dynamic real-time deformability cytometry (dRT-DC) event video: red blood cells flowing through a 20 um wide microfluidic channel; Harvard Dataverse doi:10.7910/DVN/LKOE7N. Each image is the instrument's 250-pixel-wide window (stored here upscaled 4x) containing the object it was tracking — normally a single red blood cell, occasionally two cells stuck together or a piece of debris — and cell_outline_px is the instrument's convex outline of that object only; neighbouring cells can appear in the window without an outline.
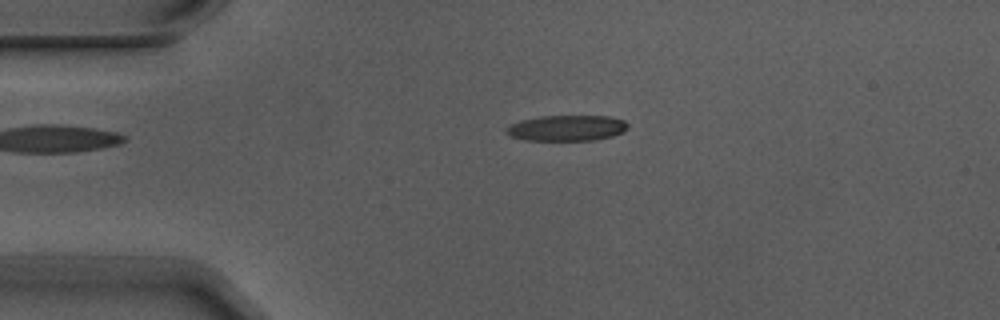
{"species": "Egyptian fruit bat (a non-hibernating species)", "species_latin": "Rousettus aegyptiacus", "temperature_condition": "warm", "stored_images_in_passage": 4, "camera_frame_rate_fps": 3000, "um_per_image_px": 0.085, "animal": {"sex": "male"}, "frame": {"image": 1, "passage_image": 3, "time_ms": 0.667, "image_size_px": [1000, 320], "cell_outline_px": [[628, 128], [612, 136], [596, 140], [524, 140], [512, 136], [508, 132], [508, 128], [512, 124], [520, 120], [540, 116], [608, 116], [624, 120], [628, 124]], "centroid_in_image_um": [48.21, 10.88], "position_along_channel_um": 36.8, "area_um2": 17.98}}